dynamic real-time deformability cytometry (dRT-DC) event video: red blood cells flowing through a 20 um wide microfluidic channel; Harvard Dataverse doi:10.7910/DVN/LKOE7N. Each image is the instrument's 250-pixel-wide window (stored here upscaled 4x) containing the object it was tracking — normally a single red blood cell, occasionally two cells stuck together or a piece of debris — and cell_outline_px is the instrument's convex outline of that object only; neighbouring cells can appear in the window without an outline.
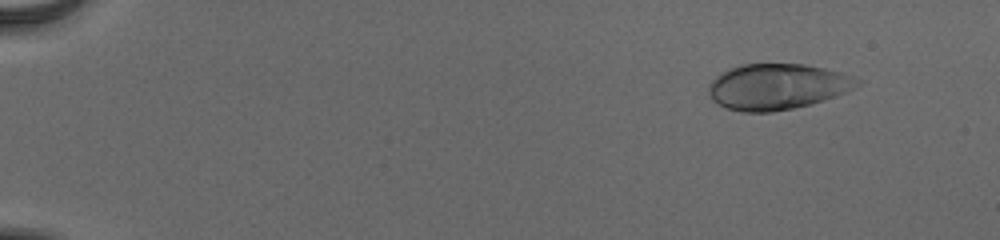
{"species": "human", "species_latin": "Homo sapiens", "temperature_condition": "cold", "stored_images_in_passage": 56, "camera_frame_rate_fps": 3000, "um_per_image_px": 0.085, "donor": {"sex": "male"}, "frame": {"image": 1, "passage_image": 7, "time_ms": 2.0, "image_size_px": [1000, 240], "cell_outline_px": [[864, 80], [860, 84], [848, 92], [824, 100], [792, 108], [772, 112], [744, 112], [728, 108], [712, 100], [708, 92], [708, 84], [716, 76], [728, 68], [740, 64], [804, 64], [824, 68], [840, 72]], "centroid_in_image_um": [66.07, 7.35], "position_along_channel_um": 18.9, "area_um2": 39.77}}
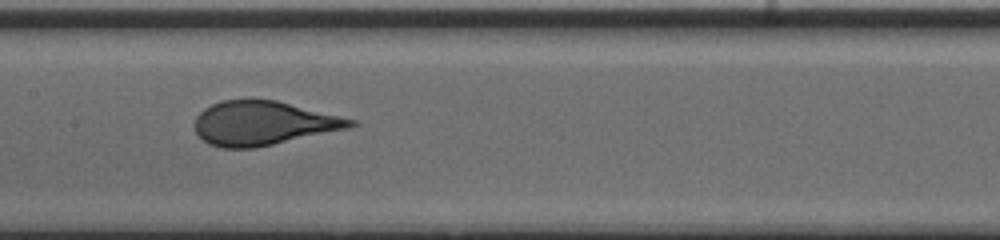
{"frame": {"image": 2, "passage_image": 31, "time_ms": 10.0, "image_size_px": [1000, 240], "cell_outline_px": [[360, 124], [348, 128], [256, 148], [220, 148], [208, 144], [196, 132], [192, 124], [196, 116], [204, 108], [220, 100], [276, 100], [356, 120]], "centroid_in_image_um": [22.33, 10.48], "position_along_channel_um": 185.1, "area_um2": 39.94}}
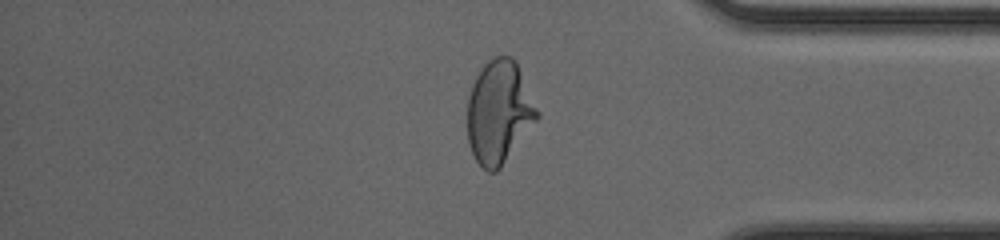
{"frame": {"image": 3, "passage_image": 48, "time_ms": 15.667, "image_size_px": [1000, 240], "cell_outline_px": [[540, 116], [500, 168], [496, 172], [488, 172], [476, 160], [468, 144], [468, 96], [472, 84], [476, 76], [484, 64], [488, 60], [496, 56], [512, 56], [516, 60], [540, 112]], "centroid_in_image_um": [42.43, 9.51], "position_along_channel_um": 392.8, "area_um2": 41.91}, "authors_computed_cell_mechanics": {"area_um2": 39.9976, "velocity_mm_per_s": 3.8832, "shape_relaxation_time_tau1_ms": 5.3235, "shape_relaxation_time_tau2_ms": null, "deformation_change_tau1": 0.2197, "deformation_change_tau2": null}}